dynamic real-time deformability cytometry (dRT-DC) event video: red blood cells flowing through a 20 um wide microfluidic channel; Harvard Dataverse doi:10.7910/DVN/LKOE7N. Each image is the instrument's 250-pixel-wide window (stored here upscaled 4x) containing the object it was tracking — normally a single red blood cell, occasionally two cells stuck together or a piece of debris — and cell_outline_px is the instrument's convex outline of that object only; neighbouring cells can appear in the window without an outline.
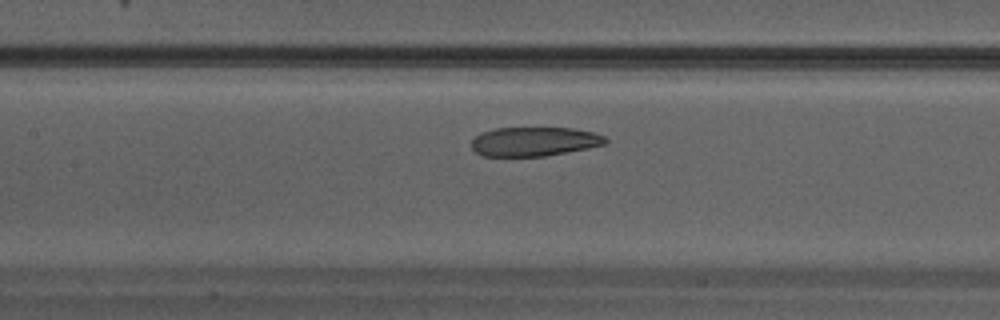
{"species": "Egyptian fruit bat (a non-hibernating species)", "species_latin": "Rousettus aegyptiacus", "temperature_condition": "warm", "stored_images_in_passage": 18, "camera_frame_rate_fps": 3000, "um_per_image_px": 0.085, "animal": {"sex": "male"}, "frame": {"image": 1, "passage_image": 12, "time_ms": 3.667, "image_size_px": [1000, 320], "cell_outline_px": [[608, 144], [588, 148], [544, 156], [484, 156], [476, 152], [472, 148], [472, 140], [476, 136], [484, 132], [496, 128], [572, 128], [592, 132], [604, 136], [608, 140]], "centroid_in_image_um": [45.44, 12.03], "position_along_channel_um": 162.0, "area_um2": 22.6}}
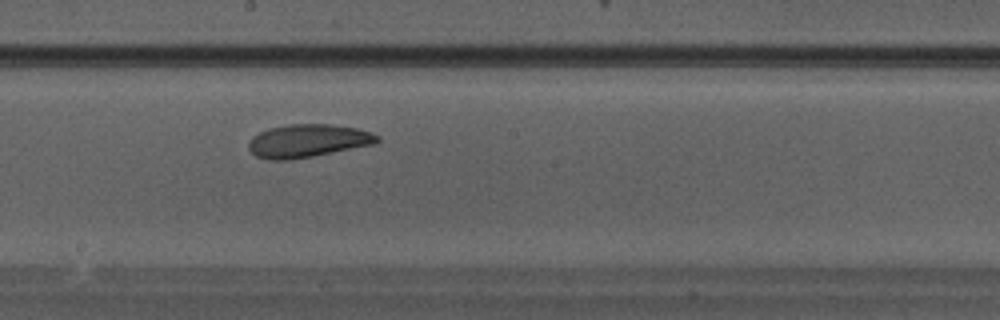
{"frame": {"image": 2, "passage_image": 15, "time_ms": 4.667, "image_size_px": [1000, 320], "cell_outline_px": [[380, 140], [376, 144], [312, 156], [288, 160], [268, 160], [256, 156], [248, 148], [248, 144], [252, 136], [268, 128], [288, 124], [328, 124], [356, 128], [372, 132], [380, 136]], "centroid_in_image_um": [26.17, 11.97], "position_along_channel_um": 222.0, "area_um2": 24.85}}
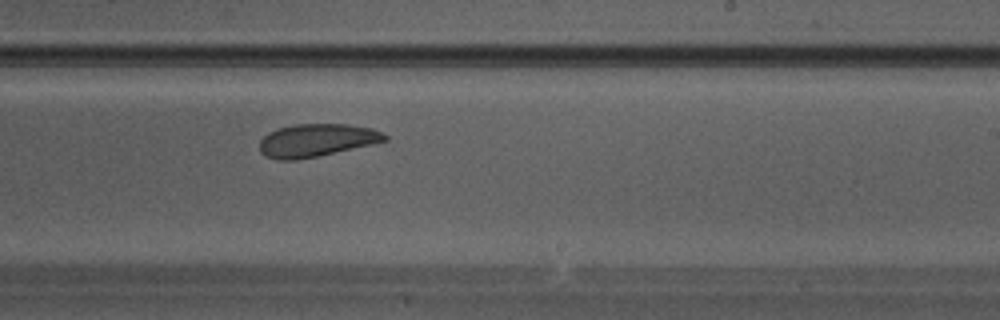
{"frame": {"image": 3, "passage_image": 17, "time_ms": 5.333, "image_size_px": [1000, 320], "cell_outline_px": [[388, 140], [372, 144], [316, 156], [296, 160], [276, 160], [264, 156], [260, 152], [260, 140], [268, 132], [276, 128], [292, 124], [348, 124], [372, 128], [388, 136]], "centroid_in_image_um": [26.86, 11.92], "position_along_channel_um": 262.1, "area_um2": 23.99}}